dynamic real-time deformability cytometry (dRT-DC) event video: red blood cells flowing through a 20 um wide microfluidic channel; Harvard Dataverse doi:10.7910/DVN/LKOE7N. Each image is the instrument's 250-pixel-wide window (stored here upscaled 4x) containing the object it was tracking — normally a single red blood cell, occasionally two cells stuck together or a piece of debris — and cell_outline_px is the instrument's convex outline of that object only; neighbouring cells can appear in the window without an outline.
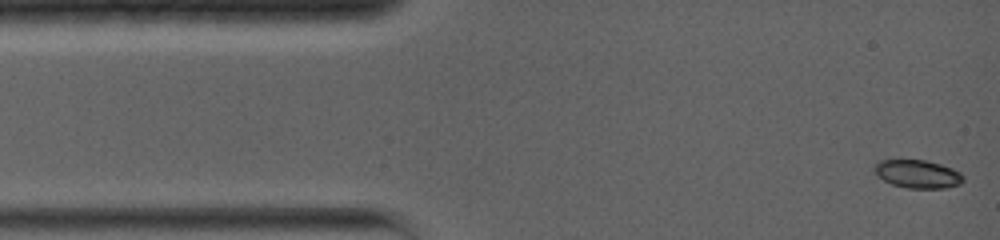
{"species": "common noctule bat (a hibernating species)", "species_latin": "Nyctalus noctula", "temperature_condition": "warm", "stored_images_in_passage": 25, "camera_frame_rate_fps": 5000, "um_per_image_px": 0.085, "animal": {"sex": "female", "body_mass_g": 19.0, "forearm_length_mm": 56.7}, "frame": {"image": 1, "passage_image": 1, "time_ms": 0.0, "image_size_px": [1000, 240], "cell_outline_px": [[964, 180], [960, 184], [944, 188], [908, 188], [892, 184], [876, 176], [876, 164], [880, 160], [924, 160], [940, 164], [952, 168], [960, 172], [964, 176]], "centroid_in_image_um": [78.03, 14.79], "position_along_channel_um": 7.0, "area_um2": 14.45}}
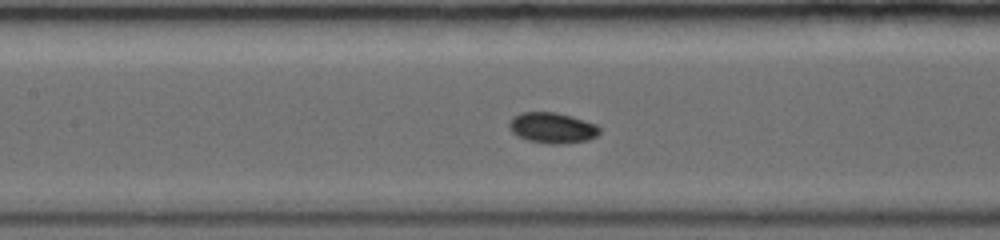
{"frame": {"image": 2, "passage_image": 11, "time_ms": 5.8, "image_size_px": [1000, 240], "cell_outline_px": [[600, 132], [596, 136], [588, 140], [560, 144], [552, 144], [528, 140], [516, 136], [508, 128], [508, 124], [512, 116], [520, 112], [556, 112], [572, 116], [596, 124], [600, 128]], "centroid_in_image_um": [46.91, 10.86], "position_along_channel_um": 160.5, "area_um2": 16.3}}
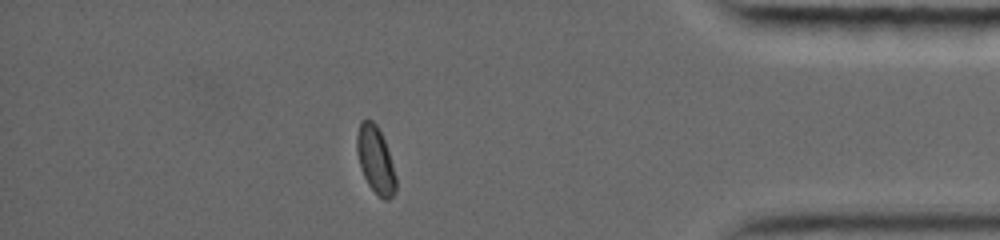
{"frame": {"image": 3, "passage_image": 22, "time_ms": 12.8, "image_size_px": [1000, 240], "cell_outline_px": [[396, 192], [388, 200], [384, 200], [368, 184], [360, 168], [356, 152], [356, 136], [360, 120], [372, 120], [376, 124], [384, 140], [396, 176]], "centroid_in_image_um": [31.9, 13.58], "position_along_channel_um": 403.3, "area_um2": 15.14}, "authors_computed_cell_mechanics": {"area_um2": 15.317, "velocity_mm_per_s": 3.954, "shape_relaxation_time_tau1_ms": null, "shape_relaxation_time_tau2_ms": 7.9501, "deformation_change_tau1": null, "deformation_change_tau2": 0.0568}}